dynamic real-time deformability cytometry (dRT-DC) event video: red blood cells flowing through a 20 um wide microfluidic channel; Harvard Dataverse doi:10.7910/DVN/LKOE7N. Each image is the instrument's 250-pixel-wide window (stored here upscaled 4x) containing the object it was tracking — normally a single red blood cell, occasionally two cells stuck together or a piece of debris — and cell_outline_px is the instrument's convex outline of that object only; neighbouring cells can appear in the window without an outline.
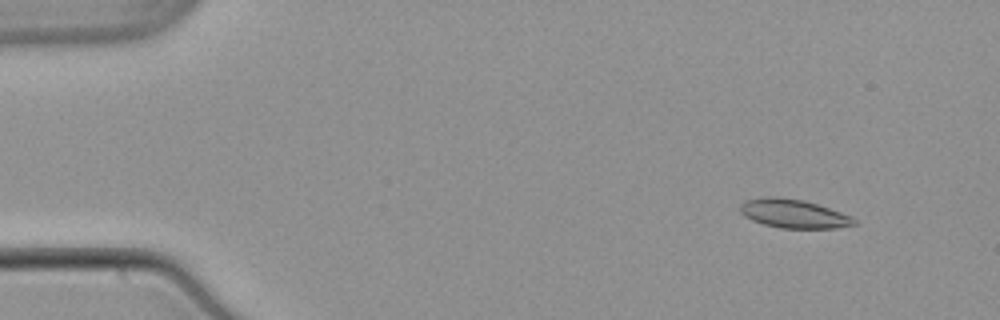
{"species": "common noctule bat (a hibernating species)", "species_latin": "Nyctalus noctula", "temperature_condition": "warm", "stored_images_in_passage": 54, "camera_frame_rate_fps": 3000, "um_per_image_px": 0.085, "animal": {"sex": "male", "body_mass_g": 21.5, "forearm_length_mm": 52.0}, "frame": {"image": 1, "passage_image": 6, "time_ms": 1.667, "image_size_px": [1000, 320], "cell_outline_px": [[856, 224], [836, 228], [780, 228], [764, 224], [752, 220], [744, 216], [740, 212], [740, 204], [744, 200], [764, 196], [780, 196], [804, 200], [852, 216], [856, 220]], "centroid_in_image_um": [67.41, 18.15], "position_along_channel_um": 17.6, "area_um2": 19.19}}
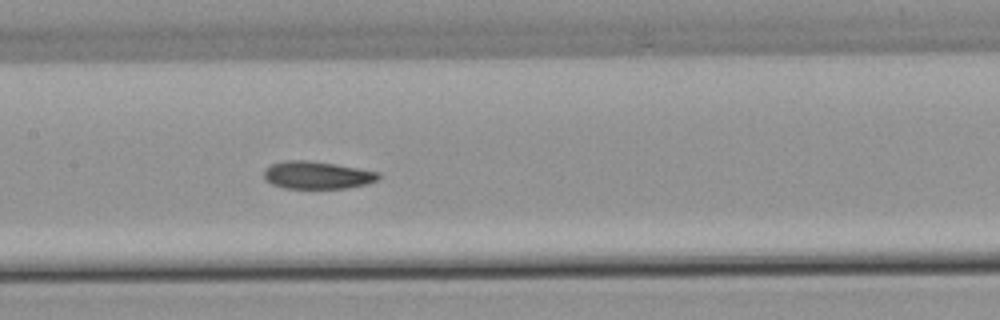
{"frame": {"image": 2, "passage_image": 27, "time_ms": 8.667, "image_size_px": [1000, 320], "cell_outline_px": [[380, 176], [376, 180], [368, 184], [348, 188], [284, 188], [272, 184], [264, 180], [264, 168], [272, 164], [284, 160], [304, 160], [336, 164], [380, 172]], "centroid_in_image_um": [26.94, 14.88], "position_along_channel_um": 180.5, "area_um2": 18.5}}
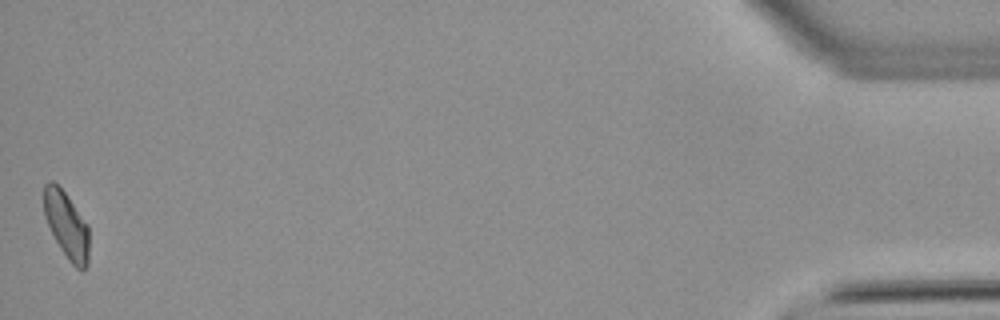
{"frame": {"image": 3, "passage_image": 54, "time_ms": 17.667, "image_size_px": [1000, 320], "cell_outline_px": [[88, 264], [80, 272], [68, 260], [60, 248], [44, 216], [44, 184], [52, 180], [64, 192], [88, 224]], "centroid_in_image_um": [5.66, 19.16], "position_along_channel_um": 429.5, "area_um2": 17.34}, "authors_computed_cell_mechanics": {"area_um2": 18.6405, "velocity_mm_per_s": 3.8461, "shape_relaxation_time_tau1_ms": null, "shape_relaxation_time_tau2_ms": 3.4014, "deformation_change_tau1": null, "deformation_change_tau2": 0.0844}}